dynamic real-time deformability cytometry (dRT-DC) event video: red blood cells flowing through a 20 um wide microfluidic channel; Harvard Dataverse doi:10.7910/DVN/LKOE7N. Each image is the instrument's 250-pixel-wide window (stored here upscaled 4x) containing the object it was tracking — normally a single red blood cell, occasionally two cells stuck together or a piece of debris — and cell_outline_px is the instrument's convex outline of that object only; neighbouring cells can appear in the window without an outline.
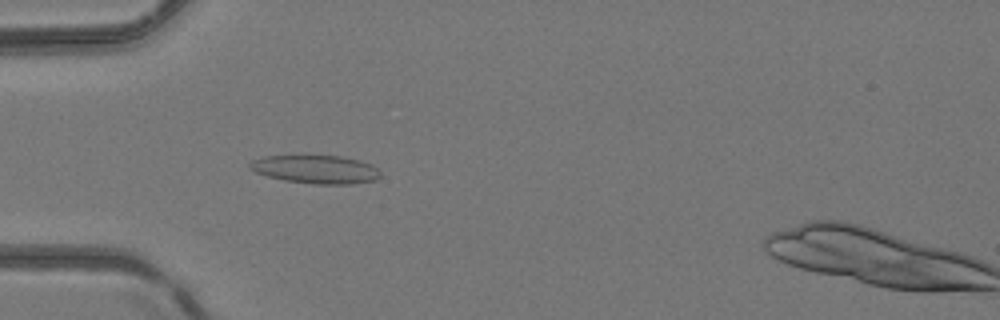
{"species": "common noctule bat (a hibernating species)", "species_latin": "Nyctalus noctula", "temperature_condition": "room temperature", "stored_images_in_passage": 5, "camera_frame_rate_fps": 3000, "um_per_image_px": 0.085, "animal": {"sex": "female", "body_mass_g": 24.6, "forearm_length_mm": 56.2}, "frame": {"image": 1, "passage_image": 4, "time_ms": 3.333, "image_size_px": [1000, 320], "cell_outline_px": [[380, 176], [372, 180], [352, 184], [312, 184], [284, 180], [268, 176], [256, 172], [248, 168], [248, 164], [252, 160], [264, 156], [340, 156], [360, 160], [372, 164], [380, 172]], "centroid_in_image_um": [26.82, 14.39], "position_along_channel_um": 58.2, "area_um2": 21.44}}